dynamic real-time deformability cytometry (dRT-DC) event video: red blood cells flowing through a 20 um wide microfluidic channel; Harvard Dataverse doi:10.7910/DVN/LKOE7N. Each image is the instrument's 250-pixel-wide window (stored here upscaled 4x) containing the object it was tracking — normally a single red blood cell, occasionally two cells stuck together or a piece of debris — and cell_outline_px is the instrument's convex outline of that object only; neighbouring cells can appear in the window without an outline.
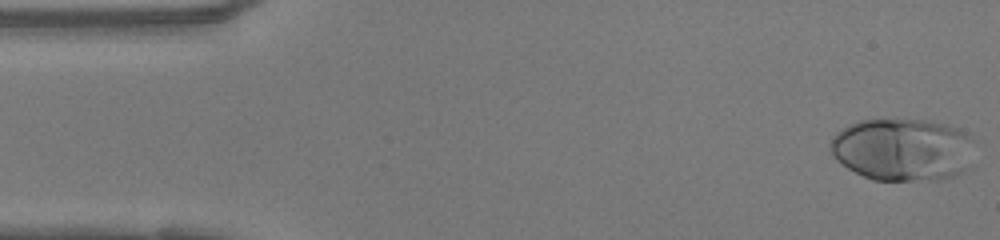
{"species": "human", "species_latin": "Homo sapiens", "temperature_condition": "warm", "stored_images_in_passage": 48, "camera_frame_rate_fps": 3000, "um_per_image_px": 0.085, "donor": {"sex": "female"}, "frame": {"image": 1, "passage_image": 1, "time_ms": 0.0, "image_size_px": [1000, 240], "cell_outline_px": [[976, 140], [964, 172], [956, 176], [940, 180], [872, 180], [848, 168], [836, 160], [832, 152], [832, 136], [836, 132], [848, 124], [860, 120], [932, 120], [948, 124], [960, 128], [972, 136]], "centroid_in_image_um": [76.77, 12.7], "position_along_channel_um": 8.2, "area_um2": 53.06}}
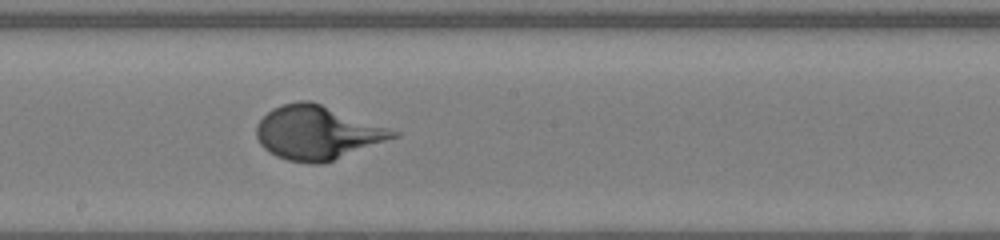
{"frame": {"image": 2, "passage_image": 25, "time_ms": 8.0, "image_size_px": [1000, 240], "cell_outline_px": [[400, 136], [324, 164], [308, 164], [288, 160], [276, 156], [268, 152], [260, 144], [256, 136], [256, 124], [272, 108], [284, 104], [300, 100], [312, 100], [400, 132]], "centroid_in_image_um": [26.97, 11.28], "position_along_channel_um": 221.2, "area_um2": 43.12}}
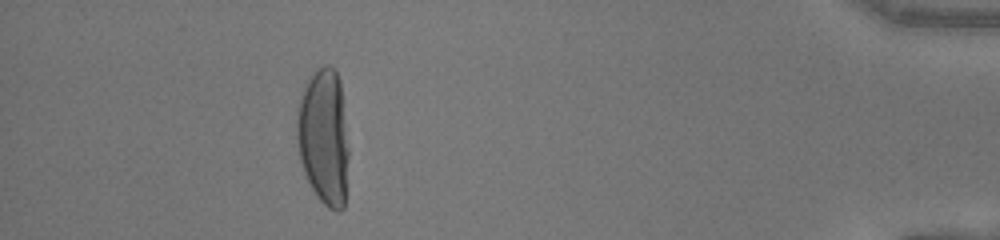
{"frame": {"image": 3, "passage_image": 43, "time_ms": 14.0, "image_size_px": [1000, 240], "cell_outline_px": [[348, 156], [344, 208], [340, 212], [336, 212], [328, 208], [316, 196], [304, 172], [300, 160], [296, 140], [296, 112], [300, 92], [316, 68], [324, 64], [328, 64], [336, 68], [340, 80], [348, 148]], "centroid_in_image_um": [27.5, 11.61], "position_along_channel_um": 407.7, "area_um2": 41.79}}